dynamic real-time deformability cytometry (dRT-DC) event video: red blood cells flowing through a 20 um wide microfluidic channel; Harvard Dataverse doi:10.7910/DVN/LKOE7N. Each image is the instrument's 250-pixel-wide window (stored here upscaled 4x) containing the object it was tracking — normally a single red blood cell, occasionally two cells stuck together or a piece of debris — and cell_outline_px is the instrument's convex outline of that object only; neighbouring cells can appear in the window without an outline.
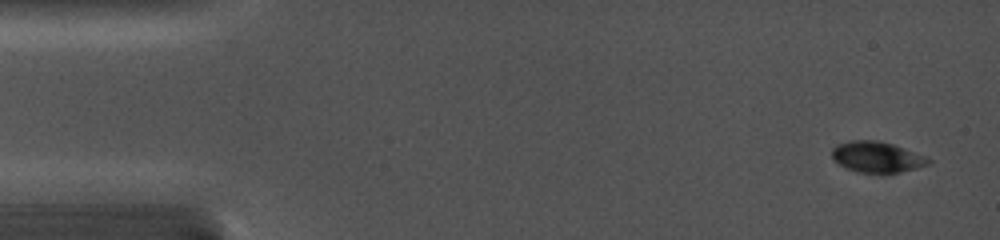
{"species": "common noctule bat (a hibernating species)", "species_latin": "Nyctalus noctula", "temperature_condition": "cold", "stored_images_in_passage": 5, "camera_frame_rate_fps": 5000, "um_per_image_px": 0.085, "animal": {"sex": "female", "body_mass_g": 19.0, "forearm_length_mm": 56.7}, "frame": {"image": 1, "passage_image": 1, "time_ms": 0.0, "image_size_px": [1000, 240], "cell_outline_px": [[932, 160], [928, 164], [916, 168], [888, 176], [884, 176], [856, 172], [840, 164], [832, 156], [832, 148], [836, 144], [848, 140], [876, 140], [892, 144], [924, 156]], "centroid_in_image_um": [74.52, 13.39], "position_along_channel_um": 10.5, "area_um2": 17.74}}
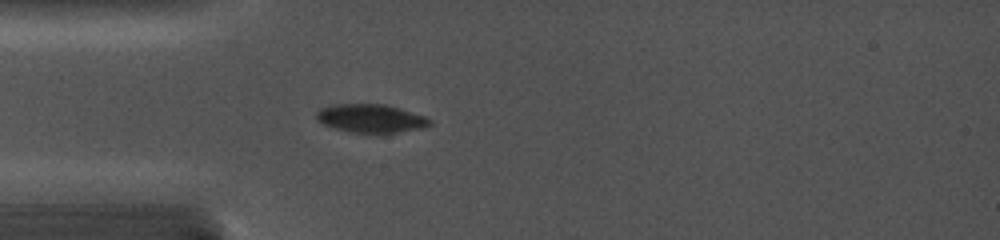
{"frame": {"image": 2, "passage_image": 5, "time_ms": 4.0, "image_size_px": [1000, 240], "cell_outline_px": [[432, 124], [420, 128], [380, 136], [348, 132], [324, 124], [316, 120], [316, 112], [320, 108], [332, 104], [384, 104], [400, 108], [424, 116], [432, 120]], "centroid_in_image_um": [31.52, 10.1], "position_along_channel_um": 53.5, "area_um2": 19.36}}